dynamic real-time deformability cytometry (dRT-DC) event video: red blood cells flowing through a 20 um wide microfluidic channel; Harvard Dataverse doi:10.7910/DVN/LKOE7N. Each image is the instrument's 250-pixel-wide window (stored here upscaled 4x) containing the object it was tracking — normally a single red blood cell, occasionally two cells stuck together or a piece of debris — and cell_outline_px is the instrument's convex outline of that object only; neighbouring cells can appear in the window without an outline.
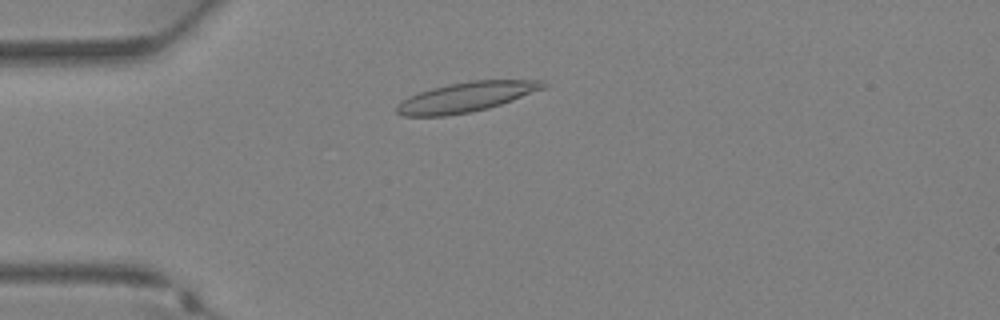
{"species": "Egyptian fruit bat (a non-hibernating species)", "species_latin": "Rousettus aegyptiacus", "temperature_condition": "warm", "stored_images_in_passage": 30, "camera_frame_rate_fps": 3000, "um_per_image_px": 0.085, "animal": {"sex": "female"}, "frame": {"image": 1, "passage_image": 3, "time_ms": 0.667, "image_size_px": [1000, 320], "cell_outline_px": [[548, 84], [544, 88], [512, 100], [488, 108], [468, 112], [444, 116], [404, 116], [396, 112], [396, 104], [400, 100], [408, 96], [432, 88], [448, 84], [472, 80], [540, 80]], "centroid_in_image_um": [39.57, 8.24], "position_along_channel_um": 45.4, "area_um2": 25.26}}
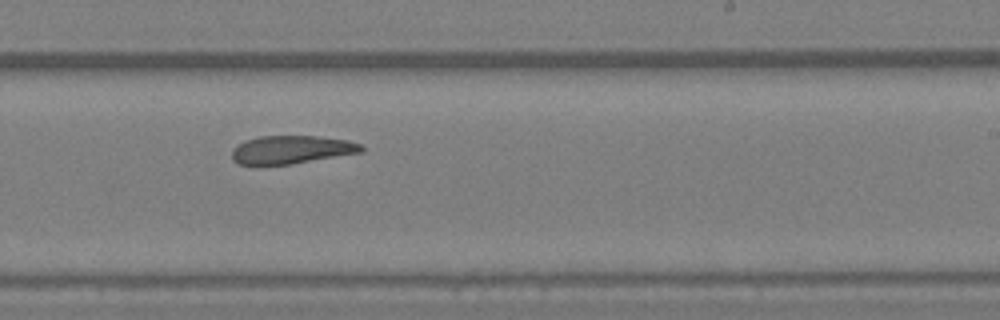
{"frame": {"image": 2, "passage_image": 16, "time_ms": 5.0, "image_size_px": [1000, 320], "cell_outline_px": [[364, 148], [360, 152], [292, 164], [256, 168], [236, 164], [232, 160], [232, 148], [248, 140], [260, 136], [316, 136], [348, 140], [360, 144]], "centroid_in_image_um": [24.66, 12.77], "position_along_channel_um": 264.3, "area_um2": 21.73}}
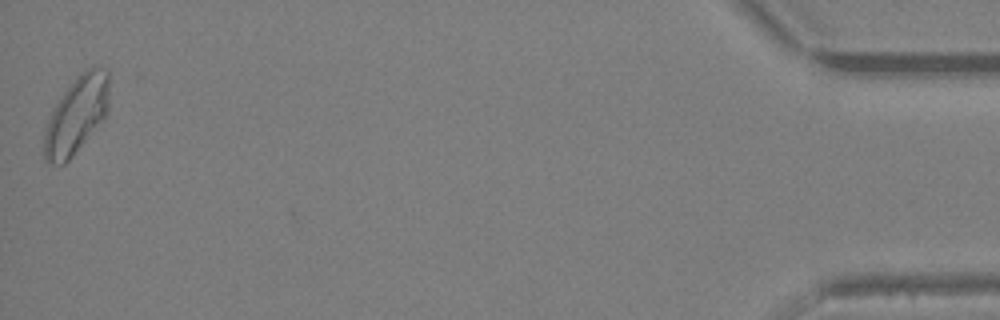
{"frame": {"image": 3, "passage_image": 30, "time_ms": 9.667, "image_size_px": [1000, 320], "cell_outline_px": [[108, 108], [104, 120], [72, 156], [64, 164], [52, 164], [44, 160], [44, 132], [52, 108], [76, 76], [88, 68], [96, 64], [108, 72]], "centroid_in_image_um": [6.5, 9.77], "position_along_channel_um": 428.7, "area_um2": 29.19}}